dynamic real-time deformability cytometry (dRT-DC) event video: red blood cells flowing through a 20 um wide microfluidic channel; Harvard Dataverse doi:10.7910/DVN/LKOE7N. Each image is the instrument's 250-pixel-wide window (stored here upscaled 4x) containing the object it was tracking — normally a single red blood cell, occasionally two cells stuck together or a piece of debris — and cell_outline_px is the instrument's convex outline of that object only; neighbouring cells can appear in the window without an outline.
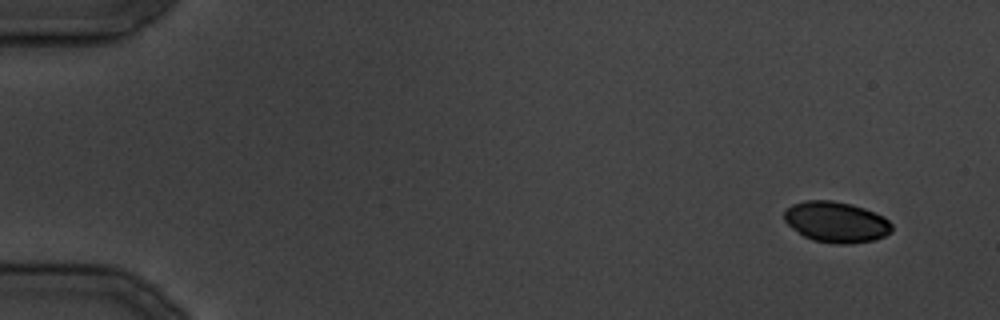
{"species": "common noctule bat (a hibernating species)", "species_latin": "Nyctalus noctula", "temperature_condition": "cold", "stored_images_in_passage": 16, "camera_frame_rate_fps": 3000, "um_per_image_px": 0.085, "animal": {"sex": "male", "body_mass_g": 19.5, "forearm_length_mm": 54.6}, "frame": {"image": 1, "passage_image": 1, "time_ms": 0.0, "image_size_px": [1000, 320], "cell_outline_px": [[892, 232], [884, 236], [872, 240], [848, 244], [840, 244], [812, 240], [804, 236], [788, 224], [784, 220], [784, 212], [792, 204], [804, 200], [832, 200], [852, 204], [864, 208], [884, 216], [892, 224]], "centroid_in_image_um": [71.08, 18.86], "position_along_channel_um": 13.9, "area_um2": 25.55}}
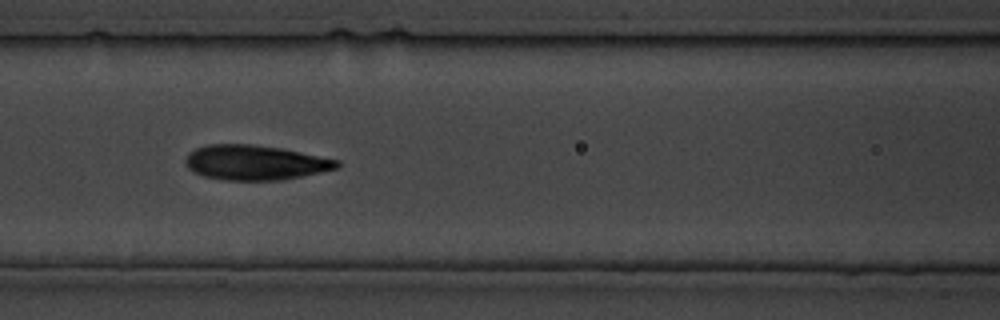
{"frame": {"image": 2, "passage_image": 14, "time_ms": 16.333, "image_size_px": [1000, 320], "cell_outline_px": [[340, 164], [336, 168], [320, 172], [280, 180], [224, 180], [204, 176], [188, 168], [184, 164], [184, 160], [188, 152], [204, 144], [252, 144], [280, 148], [340, 160]], "centroid_in_image_um": [21.63, 13.81], "position_along_channel_um": 145.0, "area_um2": 30.69}}
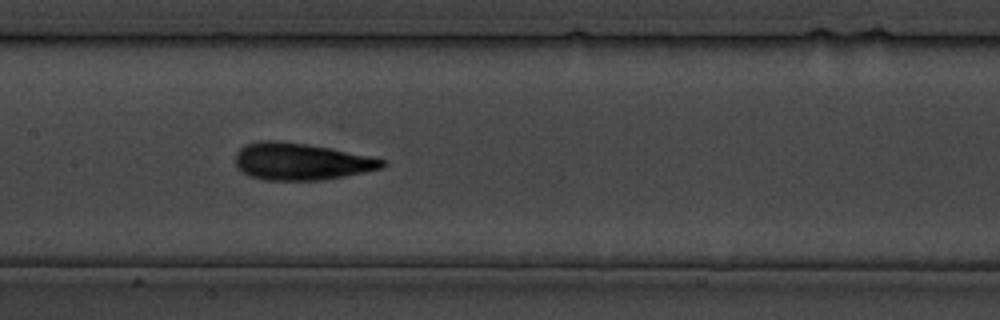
{"frame": {"image": 3, "passage_image": 16, "time_ms": 18.667, "image_size_px": [1000, 320], "cell_outline_px": [[388, 164], [380, 168], [364, 172], [344, 176], [320, 180], [264, 180], [248, 176], [236, 164], [236, 152], [244, 144], [260, 140], [276, 140], [308, 144], [332, 148], [388, 160]], "centroid_in_image_um": [25.59, 13.72], "position_along_channel_um": 181.8, "area_um2": 31.79}}